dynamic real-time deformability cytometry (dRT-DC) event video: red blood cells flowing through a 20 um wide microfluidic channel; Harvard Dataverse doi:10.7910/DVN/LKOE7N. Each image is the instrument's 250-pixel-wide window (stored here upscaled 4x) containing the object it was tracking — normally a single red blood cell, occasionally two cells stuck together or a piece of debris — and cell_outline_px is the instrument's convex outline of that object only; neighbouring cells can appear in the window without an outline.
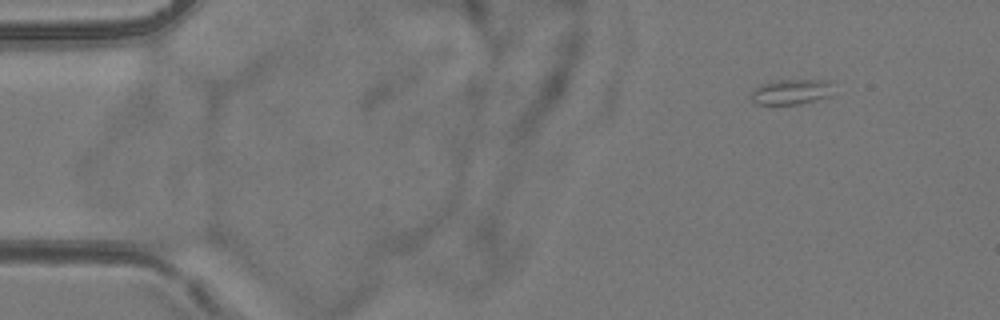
{"species": "common noctule bat (a hibernating species)", "species_latin": "Nyctalus noctula", "temperature_condition": "room temperature", "stored_images_in_passage": 4, "camera_frame_rate_fps": 3000, "um_per_image_px": 0.085, "animal": {"sex": "female", "body_mass_g": 24.6, "forearm_length_mm": 56.2}, "frame": {"image": 1, "passage_image": 1, "time_ms": 0.0, "image_size_px": [1000, 320], "cell_outline_px": [[832, 80], [828, 96], [800, 104], [756, 104], [752, 100], [752, 88], [760, 84], [776, 80]], "centroid_in_image_um": [67.19, 7.79], "position_along_channel_um": 17.8, "area_um2": 11.96}}
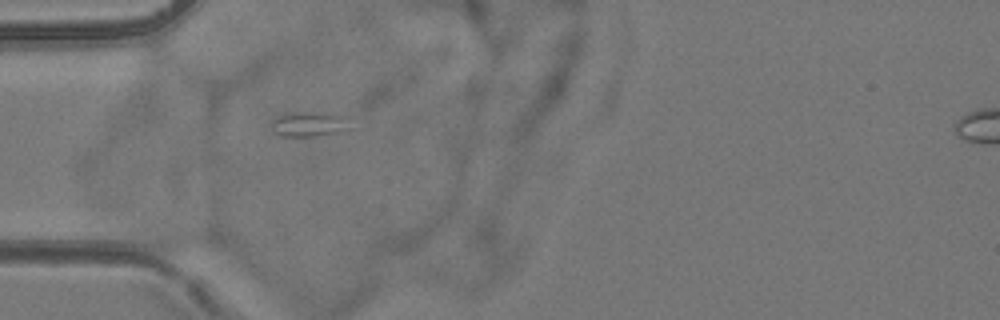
{"frame": {"image": 2, "passage_image": 4, "time_ms": 3.667, "image_size_px": [1000, 320], "cell_outline_px": [[352, 128], [340, 132], [316, 136], [280, 136], [272, 132], [272, 120], [284, 112], [324, 112], [348, 116]], "centroid_in_image_um": [26.31, 10.53], "position_along_channel_um": 58.7, "area_um2": 11.91}}